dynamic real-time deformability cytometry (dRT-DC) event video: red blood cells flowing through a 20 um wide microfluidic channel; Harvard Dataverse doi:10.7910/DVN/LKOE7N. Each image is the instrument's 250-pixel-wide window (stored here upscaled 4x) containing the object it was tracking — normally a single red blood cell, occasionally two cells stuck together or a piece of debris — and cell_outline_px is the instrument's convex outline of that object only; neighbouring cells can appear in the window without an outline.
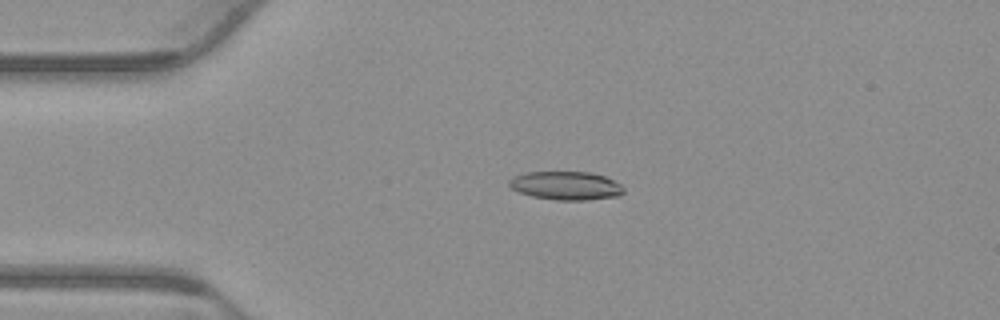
{"species": "common noctule bat (a hibernating species)", "species_latin": "Nyctalus noctula", "temperature_condition": "warm", "stored_images_in_passage": 43, "camera_frame_rate_fps": 3000, "um_per_image_px": 0.085, "animal": {"sex": "male", "body_mass_g": 23.1, "forearm_length_mm": 52.7}, "frame": {"image": 1, "passage_image": 1, "time_ms": 0.0, "image_size_px": [1000, 320], "cell_outline_px": [[624, 192], [620, 196], [584, 200], [556, 200], [532, 196], [520, 192], [512, 188], [508, 184], [508, 180], [512, 176], [524, 172], [588, 172], [604, 176], [620, 184], [624, 188]], "centroid_in_image_um": [48.09, 15.78], "position_along_channel_um": 36.9, "area_um2": 19.02}}
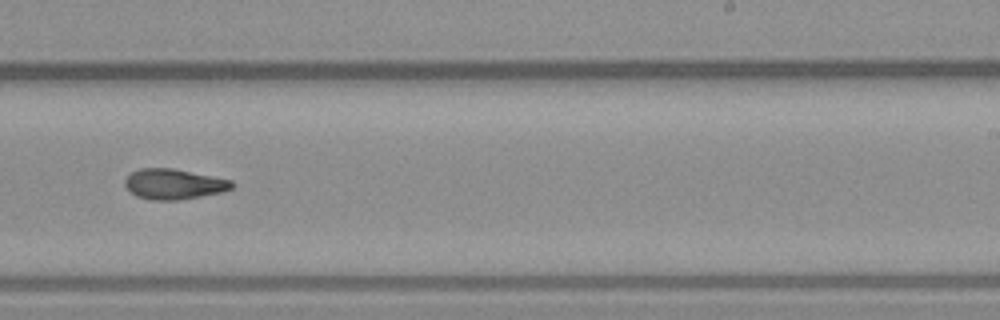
{"frame": {"image": 2, "passage_image": 22, "time_ms": 7.0, "image_size_px": [1000, 320], "cell_outline_px": [[236, 184], [232, 188], [224, 192], [180, 200], [152, 200], [136, 196], [124, 184], [124, 180], [132, 172], [140, 168], [172, 168], [232, 180]], "centroid_in_image_um": [14.81, 15.65], "position_along_channel_um": 274.2, "area_um2": 18.96}}
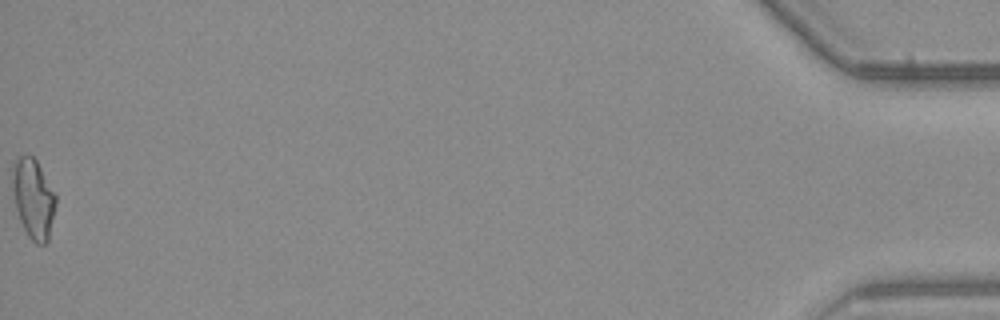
{"frame": {"image": 3, "passage_image": 43, "time_ms": 14.0, "image_size_px": [1000, 320], "cell_outline_px": [[56, 204], [48, 240], [44, 244], [36, 244], [28, 236], [20, 220], [16, 208], [12, 188], [12, 168], [16, 160], [20, 156], [32, 156], [36, 160], [56, 196]], "centroid_in_image_um": [2.83, 16.89], "position_along_channel_um": 432.4, "area_um2": 19.77}, "authors_computed_cell_mechanics": {"area_um2": 19.0162, "velocity_mm_per_s": 3.8417, "shape_relaxation_time_tau1_ms": null, "shape_relaxation_time_tau2_ms": 5.9935, "deformation_change_tau1": null, "deformation_change_tau2": 0.1449}}